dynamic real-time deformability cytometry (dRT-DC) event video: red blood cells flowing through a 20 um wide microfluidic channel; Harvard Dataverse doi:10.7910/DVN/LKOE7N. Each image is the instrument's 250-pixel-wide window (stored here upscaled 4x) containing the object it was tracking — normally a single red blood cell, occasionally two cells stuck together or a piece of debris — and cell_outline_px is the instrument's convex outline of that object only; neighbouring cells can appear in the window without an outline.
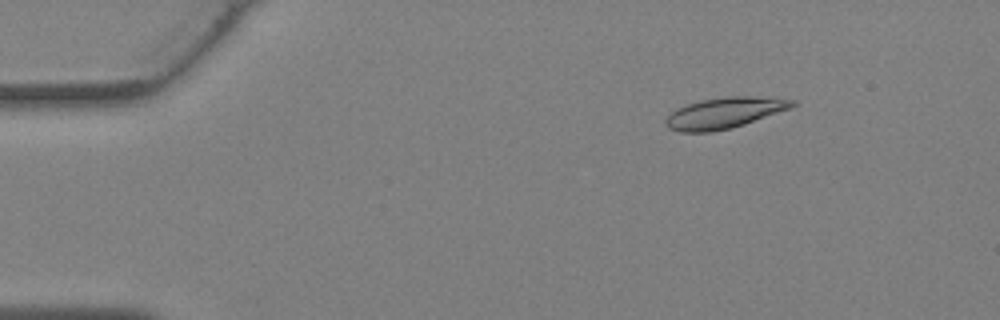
{"species": "Egyptian fruit bat (a non-hibernating species)", "species_latin": "Rousettus aegyptiacus", "temperature_condition": "warm", "stored_images_in_passage": 35, "camera_frame_rate_fps": 3000, "um_per_image_px": 0.085, "animal": {"sex": "female"}, "frame": {"image": 1, "passage_image": 2, "time_ms": 0.333, "image_size_px": [1000, 320], "cell_outline_px": [[796, 104], [792, 108], [732, 128], [712, 132], [680, 132], [668, 128], [664, 124], [664, 120], [676, 108], [700, 100], [724, 96], [772, 96], [796, 100]], "centroid_in_image_um": [61.61, 9.58], "position_along_channel_um": 23.4, "area_um2": 23.24}}
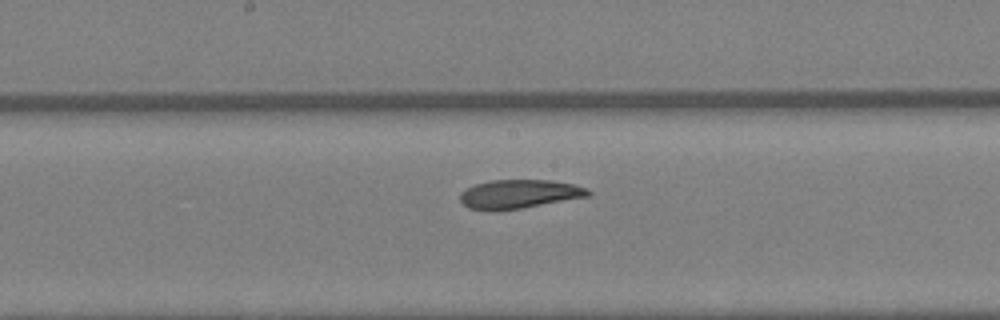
{"frame": {"image": 2, "passage_image": 17, "time_ms": 5.333, "image_size_px": [1000, 320], "cell_outline_px": [[592, 196], [524, 208], [492, 212], [468, 208], [460, 200], [460, 192], [476, 184], [492, 180], [548, 180], [572, 184], [588, 188], [592, 192]], "centroid_in_image_um": [44.15, 16.52], "position_along_channel_um": 204.0, "area_um2": 21.85}}
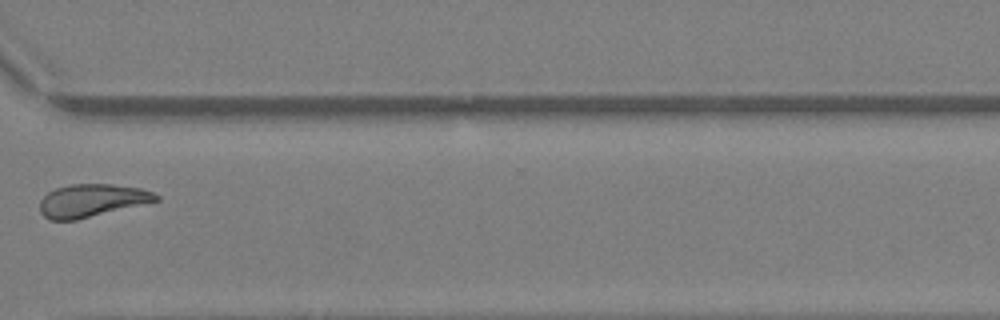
{"frame": {"image": 3, "passage_image": 26, "time_ms": 8.333, "image_size_px": [1000, 320], "cell_outline_px": [[160, 200], [76, 220], [48, 220], [40, 212], [40, 200], [48, 192], [56, 188], [72, 184], [112, 184], [140, 188], [152, 192], [160, 196]], "centroid_in_image_um": [7.79, 17.04], "position_along_channel_um": 362.8, "area_um2": 22.14}}